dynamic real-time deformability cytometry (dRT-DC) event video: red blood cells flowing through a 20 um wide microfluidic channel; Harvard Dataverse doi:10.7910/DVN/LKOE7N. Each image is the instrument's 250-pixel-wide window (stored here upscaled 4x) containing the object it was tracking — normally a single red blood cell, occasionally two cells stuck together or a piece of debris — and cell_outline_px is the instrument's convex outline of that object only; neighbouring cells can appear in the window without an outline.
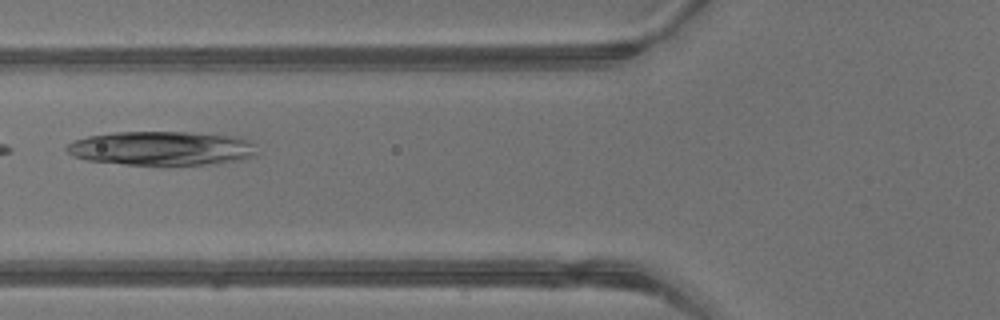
{"species": "common noctule bat (a hibernating species)", "species_latin": "Nyctalus noctula", "temperature_condition": "warm", "stored_images_in_passage": 4, "camera_frame_rate_fps": 3000, "um_per_image_px": 0.085, "animal": {"sex": "male", "body_mass_g": 13.3}, "frame": {"image": 1, "passage_image": 4, "time_ms": 1.0, "image_size_px": [1000, 320], "cell_outline_px": [[260, 152], [256, 156], [244, 160], [220, 164], [164, 168], [124, 164], [88, 160], [72, 156], [64, 148], [72, 140], [88, 136], [116, 132], [188, 132], [240, 136], [252, 140]], "centroid_in_image_um": [13.87, 12.65], "position_along_channel_um": 111.9, "area_um2": 39.77}}